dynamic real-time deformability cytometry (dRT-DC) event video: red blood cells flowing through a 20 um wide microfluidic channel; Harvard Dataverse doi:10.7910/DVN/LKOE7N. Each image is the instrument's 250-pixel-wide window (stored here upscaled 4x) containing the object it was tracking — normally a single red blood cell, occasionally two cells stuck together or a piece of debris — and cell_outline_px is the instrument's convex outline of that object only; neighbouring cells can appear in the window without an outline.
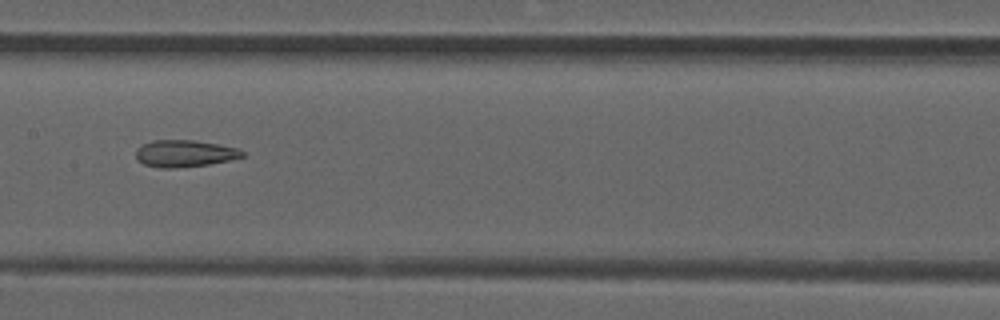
{"species": "common noctule bat (a hibernating species)", "species_latin": "Nyctalus noctula", "temperature_condition": "room temperature", "stored_images_in_passage": 37, "camera_frame_rate_fps": 3000, "um_per_image_px": 0.085, "animal": {"sex": "male", "forearm_length_mm": 52.5}, "frame": {"image": 1, "passage_image": 11, "time_ms": 3.333, "image_size_px": [1000, 320], "cell_outline_px": [[244, 156], [228, 160], [208, 164], [176, 168], [160, 168], [144, 164], [136, 160], [136, 148], [152, 140], [192, 140], [216, 144], [236, 148], [244, 152]], "centroid_in_image_um": [15.63, 13.05], "position_along_channel_um": 191.8, "area_um2": 16.53}, "authors_computed_cell_mechanics": {"area_um2": 16.5308, "velocity_mm_per_s": 3.9103, "shape_relaxation_time_tau1_ms": null, "shape_relaxation_time_tau2_ms": 3.6524, "deformation_change_tau1": null, "deformation_change_tau2": 0.1386}}